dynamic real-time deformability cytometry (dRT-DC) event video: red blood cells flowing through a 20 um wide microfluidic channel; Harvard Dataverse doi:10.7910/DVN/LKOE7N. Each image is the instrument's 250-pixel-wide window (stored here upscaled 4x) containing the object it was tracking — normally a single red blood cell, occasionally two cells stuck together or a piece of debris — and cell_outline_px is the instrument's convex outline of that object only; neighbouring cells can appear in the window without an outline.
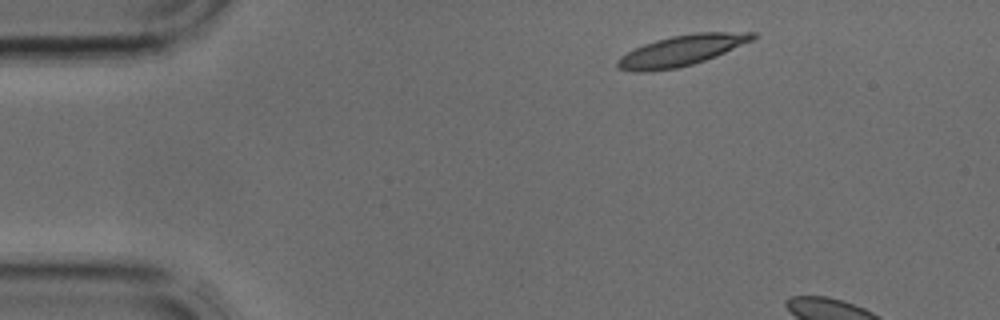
{"species": "common noctule bat (a hibernating species)", "species_latin": "Nyctalus noctula", "temperature_condition": "cold", "stored_images_in_passage": 2, "segment_of_instrument_passage": [2, 2], "camera_frame_rate_fps": 3000, "um_per_image_px": 0.085, "animal": {"sex": "male", "body_mass_g": 17.9, "forearm_length_mm": 54.2}, "frame": {"image": 1, "passage_image": 2, "time_ms": 0.333, "image_size_px": [1000, 320], "cell_outline_px": [[760, 36], [752, 40], [716, 56], [692, 64], [676, 68], [652, 72], [636, 72], [620, 68], [616, 64], [616, 60], [620, 56], [644, 44], [656, 40], [672, 36], [696, 32], [756, 32]], "centroid_in_image_um": [57.94, 4.29], "position_along_channel_um": 27.1, "area_um2": 24.04}}